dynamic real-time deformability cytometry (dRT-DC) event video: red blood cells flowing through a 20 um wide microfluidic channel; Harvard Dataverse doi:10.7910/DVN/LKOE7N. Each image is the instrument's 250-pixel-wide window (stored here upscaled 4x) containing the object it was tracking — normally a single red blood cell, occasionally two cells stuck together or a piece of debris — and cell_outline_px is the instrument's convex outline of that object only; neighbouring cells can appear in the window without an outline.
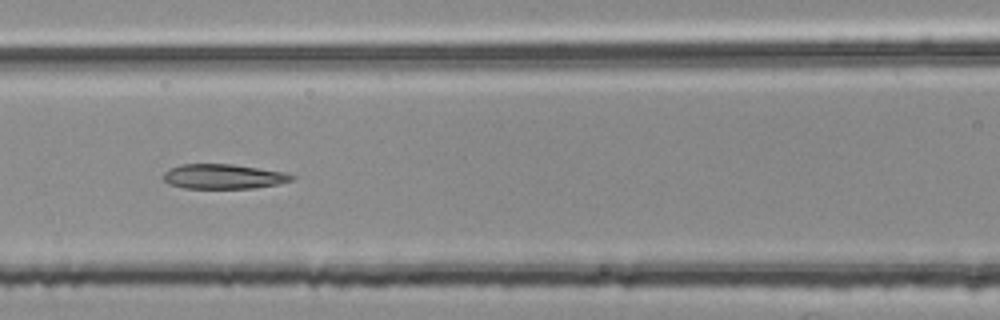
{"species": "common noctule bat (a hibernating species)", "species_latin": "Nyctalus noctula", "temperature_condition": "room temperature", "stored_images_in_passage": 51, "segment_of_instrument_passage": [2, 2], "camera_frame_rate_fps": 3000, "um_per_image_px": 0.085, "animal": {"sex": "female", "body_mass_g": 25.1}, "frame": {"image": 1, "passage_image": 21, "time_ms": 6.667, "image_size_px": [1000, 320], "cell_outline_px": [[296, 176], [292, 180], [280, 184], [252, 188], [184, 188], [168, 184], [164, 180], [164, 172], [168, 168], [180, 164], [232, 164], [284, 172]], "centroid_in_image_um": [18.97, 15.0], "position_along_channel_um": 147.6, "area_um2": 18.55}}
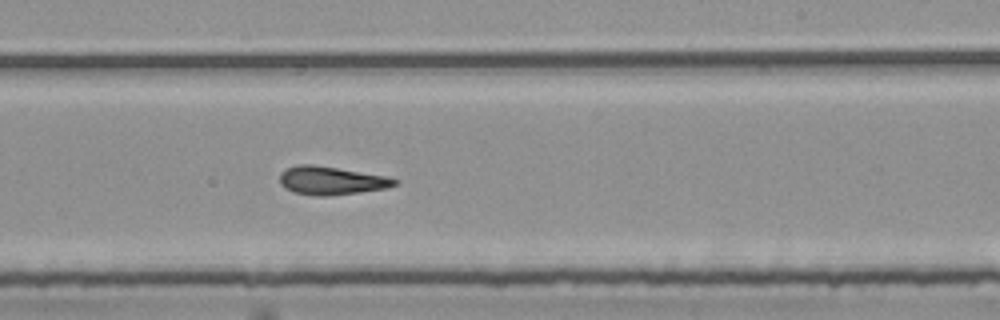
{"frame": {"image": 2, "passage_image": 30, "time_ms": 9.667, "image_size_px": [1000, 320], "cell_outline_px": [[400, 184], [388, 188], [360, 192], [328, 196], [312, 196], [292, 192], [284, 188], [280, 184], [280, 172], [284, 168], [296, 164], [312, 164], [388, 176], [400, 180]], "centroid_in_image_um": [28.16, 15.35], "position_along_channel_um": 260.8, "area_um2": 19.42}}
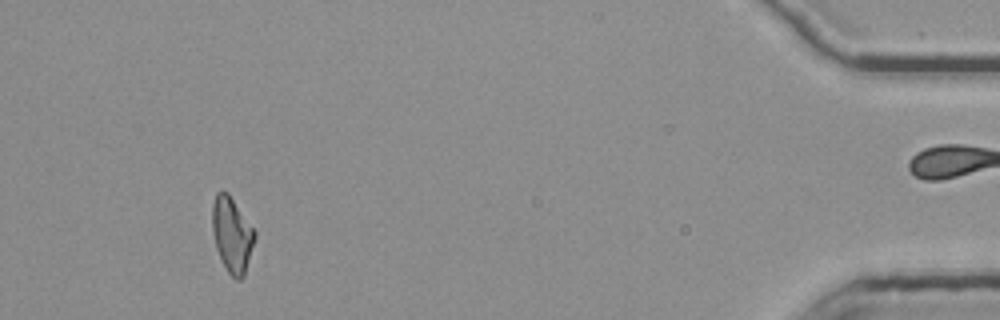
{"frame": {"image": 3, "passage_image": 48, "time_ms": 15.667, "image_size_px": [1000, 320], "cell_outline_px": [[256, 236], [244, 276], [240, 280], [236, 280], [228, 272], [216, 248], [212, 232], [212, 204], [216, 192], [228, 192], [256, 232]], "centroid_in_image_um": [19.72, 19.94], "position_along_channel_um": 415.5, "area_um2": 18.5}}